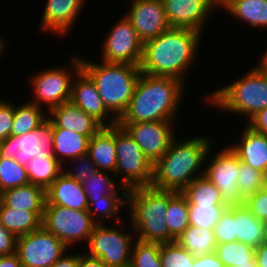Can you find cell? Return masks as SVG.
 <instances>
[{
    "label": "cell",
    "instance_id": "obj_1",
    "mask_svg": "<svg viewBox=\"0 0 267 267\" xmlns=\"http://www.w3.org/2000/svg\"><path fill=\"white\" fill-rule=\"evenodd\" d=\"M200 35L203 34L194 29L170 27L144 42L141 72L183 82L185 72L196 57Z\"/></svg>",
    "mask_w": 267,
    "mask_h": 267
},
{
    "label": "cell",
    "instance_id": "obj_2",
    "mask_svg": "<svg viewBox=\"0 0 267 267\" xmlns=\"http://www.w3.org/2000/svg\"><path fill=\"white\" fill-rule=\"evenodd\" d=\"M184 82L141 72L129 106L118 123L173 121L178 113Z\"/></svg>",
    "mask_w": 267,
    "mask_h": 267
},
{
    "label": "cell",
    "instance_id": "obj_3",
    "mask_svg": "<svg viewBox=\"0 0 267 267\" xmlns=\"http://www.w3.org/2000/svg\"><path fill=\"white\" fill-rule=\"evenodd\" d=\"M211 141L208 137H194L176 143L172 141L168 151L153 164L151 187L158 190L181 192L198 175L202 163L209 155ZM196 175V176H195Z\"/></svg>",
    "mask_w": 267,
    "mask_h": 267
},
{
    "label": "cell",
    "instance_id": "obj_4",
    "mask_svg": "<svg viewBox=\"0 0 267 267\" xmlns=\"http://www.w3.org/2000/svg\"><path fill=\"white\" fill-rule=\"evenodd\" d=\"M81 60V69L95 83L97 91L112 118L107 126L117 125L118 120L127 110L134 93L141 70L139 66L108 63L101 65Z\"/></svg>",
    "mask_w": 267,
    "mask_h": 267
},
{
    "label": "cell",
    "instance_id": "obj_5",
    "mask_svg": "<svg viewBox=\"0 0 267 267\" xmlns=\"http://www.w3.org/2000/svg\"><path fill=\"white\" fill-rule=\"evenodd\" d=\"M130 208L131 226L136 230L137 239L146 242L169 243V228L166 212L169 191L151 186L134 187L126 193Z\"/></svg>",
    "mask_w": 267,
    "mask_h": 267
},
{
    "label": "cell",
    "instance_id": "obj_6",
    "mask_svg": "<svg viewBox=\"0 0 267 267\" xmlns=\"http://www.w3.org/2000/svg\"><path fill=\"white\" fill-rule=\"evenodd\" d=\"M212 105L250 118L267 108V75L256 65L244 76L207 96Z\"/></svg>",
    "mask_w": 267,
    "mask_h": 267
},
{
    "label": "cell",
    "instance_id": "obj_7",
    "mask_svg": "<svg viewBox=\"0 0 267 267\" xmlns=\"http://www.w3.org/2000/svg\"><path fill=\"white\" fill-rule=\"evenodd\" d=\"M115 146L117 164L114 177L121 172L125 175L121 181L123 185L118 186V189L127 193L130 188L151 186L153 164L135 140L118 124L115 125Z\"/></svg>",
    "mask_w": 267,
    "mask_h": 267
},
{
    "label": "cell",
    "instance_id": "obj_8",
    "mask_svg": "<svg viewBox=\"0 0 267 267\" xmlns=\"http://www.w3.org/2000/svg\"><path fill=\"white\" fill-rule=\"evenodd\" d=\"M88 210H74L59 205H45L42 226L54 234L68 248L75 242L84 240L88 243L95 227Z\"/></svg>",
    "mask_w": 267,
    "mask_h": 267
},
{
    "label": "cell",
    "instance_id": "obj_9",
    "mask_svg": "<svg viewBox=\"0 0 267 267\" xmlns=\"http://www.w3.org/2000/svg\"><path fill=\"white\" fill-rule=\"evenodd\" d=\"M68 247L43 226L17 237L16 254L22 267H51Z\"/></svg>",
    "mask_w": 267,
    "mask_h": 267
},
{
    "label": "cell",
    "instance_id": "obj_10",
    "mask_svg": "<svg viewBox=\"0 0 267 267\" xmlns=\"http://www.w3.org/2000/svg\"><path fill=\"white\" fill-rule=\"evenodd\" d=\"M118 227L96 224L88 240V255L100 258L107 267H130L133 240L131 234L122 232Z\"/></svg>",
    "mask_w": 267,
    "mask_h": 267
},
{
    "label": "cell",
    "instance_id": "obj_11",
    "mask_svg": "<svg viewBox=\"0 0 267 267\" xmlns=\"http://www.w3.org/2000/svg\"><path fill=\"white\" fill-rule=\"evenodd\" d=\"M53 125L47 119L37 129L0 141V157L15 159L26 166L35 157L53 156Z\"/></svg>",
    "mask_w": 267,
    "mask_h": 267
},
{
    "label": "cell",
    "instance_id": "obj_12",
    "mask_svg": "<svg viewBox=\"0 0 267 267\" xmlns=\"http://www.w3.org/2000/svg\"><path fill=\"white\" fill-rule=\"evenodd\" d=\"M71 62L74 73L60 68L46 69L41 73H36L32 79L35 100L31 103L40 107L41 104H46L50 110L52 107L70 101L73 76L81 70L80 57L79 59L73 57Z\"/></svg>",
    "mask_w": 267,
    "mask_h": 267
},
{
    "label": "cell",
    "instance_id": "obj_13",
    "mask_svg": "<svg viewBox=\"0 0 267 267\" xmlns=\"http://www.w3.org/2000/svg\"><path fill=\"white\" fill-rule=\"evenodd\" d=\"M104 41L102 61L140 66L143 42L126 16L112 27Z\"/></svg>",
    "mask_w": 267,
    "mask_h": 267
},
{
    "label": "cell",
    "instance_id": "obj_14",
    "mask_svg": "<svg viewBox=\"0 0 267 267\" xmlns=\"http://www.w3.org/2000/svg\"><path fill=\"white\" fill-rule=\"evenodd\" d=\"M213 157L208 167L204 169V176L218 188L226 206L244 204L245 199L240 195L237 186L239 157L230 145Z\"/></svg>",
    "mask_w": 267,
    "mask_h": 267
},
{
    "label": "cell",
    "instance_id": "obj_15",
    "mask_svg": "<svg viewBox=\"0 0 267 267\" xmlns=\"http://www.w3.org/2000/svg\"><path fill=\"white\" fill-rule=\"evenodd\" d=\"M172 121L117 123L140 146L144 155L154 164L169 149L175 139Z\"/></svg>",
    "mask_w": 267,
    "mask_h": 267
},
{
    "label": "cell",
    "instance_id": "obj_16",
    "mask_svg": "<svg viewBox=\"0 0 267 267\" xmlns=\"http://www.w3.org/2000/svg\"><path fill=\"white\" fill-rule=\"evenodd\" d=\"M126 17L143 43L170 28L162 0H133Z\"/></svg>",
    "mask_w": 267,
    "mask_h": 267
},
{
    "label": "cell",
    "instance_id": "obj_17",
    "mask_svg": "<svg viewBox=\"0 0 267 267\" xmlns=\"http://www.w3.org/2000/svg\"><path fill=\"white\" fill-rule=\"evenodd\" d=\"M170 27L190 28L200 33L220 0H162Z\"/></svg>",
    "mask_w": 267,
    "mask_h": 267
},
{
    "label": "cell",
    "instance_id": "obj_18",
    "mask_svg": "<svg viewBox=\"0 0 267 267\" xmlns=\"http://www.w3.org/2000/svg\"><path fill=\"white\" fill-rule=\"evenodd\" d=\"M47 118L53 128H63L91 138L103 125L71 101L52 107Z\"/></svg>",
    "mask_w": 267,
    "mask_h": 267
},
{
    "label": "cell",
    "instance_id": "obj_19",
    "mask_svg": "<svg viewBox=\"0 0 267 267\" xmlns=\"http://www.w3.org/2000/svg\"><path fill=\"white\" fill-rule=\"evenodd\" d=\"M76 79L72 83L70 101L85 113L93 116L103 126H107L104 119L110 112L104 105L95 83L82 69L77 73Z\"/></svg>",
    "mask_w": 267,
    "mask_h": 267
},
{
    "label": "cell",
    "instance_id": "obj_20",
    "mask_svg": "<svg viewBox=\"0 0 267 267\" xmlns=\"http://www.w3.org/2000/svg\"><path fill=\"white\" fill-rule=\"evenodd\" d=\"M86 0H47L42 17L44 31L65 35L75 23ZM79 13V14H78ZM69 29V30H68Z\"/></svg>",
    "mask_w": 267,
    "mask_h": 267
},
{
    "label": "cell",
    "instance_id": "obj_21",
    "mask_svg": "<svg viewBox=\"0 0 267 267\" xmlns=\"http://www.w3.org/2000/svg\"><path fill=\"white\" fill-rule=\"evenodd\" d=\"M45 205H59L74 210H88L83 185L62 172L46 190Z\"/></svg>",
    "mask_w": 267,
    "mask_h": 267
},
{
    "label": "cell",
    "instance_id": "obj_22",
    "mask_svg": "<svg viewBox=\"0 0 267 267\" xmlns=\"http://www.w3.org/2000/svg\"><path fill=\"white\" fill-rule=\"evenodd\" d=\"M240 137L239 144H233L230 148L241 162L263 172L267 168V135L246 126Z\"/></svg>",
    "mask_w": 267,
    "mask_h": 267
},
{
    "label": "cell",
    "instance_id": "obj_23",
    "mask_svg": "<svg viewBox=\"0 0 267 267\" xmlns=\"http://www.w3.org/2000/svg\"><path fill=\"white\" fill-rule=\"evenodd\" d=\"M87 155L98 170L110 171L114 175L117 164L115 125L103 126L90 138Z\"/></svg>",
    "mask_w": 267,
    "mask_h": 267
},
{
    "label": "cell",
    "instance_id": "obj_24",
    "mask_svg": "<svg viewBox=\"0 0 267 267\" xmlns=\"http://www.w3.org/2000/svg\"><path fill=\"white\" fill-rule=\"evenodd\" d=\"M234 215L236 241L257 248L263 243L266 222L257 219L245 205L227 206Z\"/></svg>",
    "mask_w": 267,
    "mask_h": 267
},
{
    "label": "cell",
    "instance_id": "obj_25",
    "mask_svg": "<svg viewBox=\"0 0 267 267\" xmlns=\"http://www.w3.org/2000/svg\"><path fill=\"white\" fill-rule=\"evenodd\" d=\"M0 201L12 209L44 211L47 201L46 190L28 183L2 191L0 193Z\"/></svg>",
    "mask_w": 267,
    "mask_h": 267
},
{
    "label": "cell",
    "instance_id": "obj_26",
    "mask_svg": "<svg viewBox=\"0 0 267 267\" xmlns=\"http://www.w3.org/2000/svg\"><path fill=\"white\" fill-rule=\"evenodd\" d=\"M43 212L12 209L0 201V223L16 237L40 228Z\"/></svg>",
    "mask_w": 267,
    "mask_h": 267
},
{
    "label": "cell",
    "instance_id": "obj_27",
    "mask_svg": "<svg viewBox=\"0 0 267 267\" xmlns=\"http://www.w3.org/2000/svg\"><path fill=\"white\" fill-rule=\"evenodd\" d=\"M90 138L63 128H53L52 155L62 164L57 155H62L70 161L79 156L86 155Z\"/></svg>",
    "mask_w": 267,
    "mask_h": 267
},
{
    "label": "cell",
    "instance_id": "obj_28",
    "mask_svg": "<svg viewBox=\"0 0 267 267\" xmlns=\"http://www.w3.org/2000/svg\"><path fill=\"white\" fill-rule=\"evenodd\" d=\"M220 6L252 27L267 28V0H220Z\"/></svg>",
    "mask_w": 267,
    "mask_h": 267
},
{
    "label": "cell",
    "instance_id": "obj_29",
    "mask_svg": "<svg viewBox=\"0 0 267 267\" xmlns=\"http://www.w3.org/2000/svg\"><path fill=\"white\" fill-rule=\"evenodd\" d=\"M181 247L189 251L194 258L213 253L216 240L213 229L188 226L175 240Z\"/></svg>",
    "mask_w": 267,
    "mask_h": 267
},
{
    "label": "cell",
    "instance_id": "obj_30",
    "mask_svg": "<svg viewBox=\"0 0 267 267\" xmlns=\"http://www.w3.org/2000/svg\"><path fill=\"white\" fill-rule=\"evenodd\" d=\"M62 165L54 156H39L30 160L25 167L30 183L47 190L63 172Z\"/></svg>",
    "mask_w": 267,
    "mask_h": 267
},
{
    "label": "cell",
    "instance_id": "obj_31",
    "mask_svg": "<svg viewBox=\"0 0 267 267\" xmlns=\"http://www.w3.org/2000/svg\"><path fill=\"white\" fill-rule=\"evenodd\" d=\"M165 216L169 228V242H174L189 226V204L181 192L169 191V203Z\"/></svg>",
    "mask_w": 267,
    "mask_h": 267
},
{
    "label": "cell",
    "instance_id": "obj_32",
    "mask_svg": "<svg viewBox=\"0 0 267 267\" xmlns=\"http://www.w3.org/2000/svg\"><path fill=\"white\" fill-rule=\"evenodd\" d=\"M214 253L224 267H257L255 248L238 241L217 244Z\"/></svg>",
    "mask_w": 267,
    "mask_h": 267
},
{
    "label": "cell",
    "instance_id": "obj_33",
    "mask_svg": "<svg viewBox=\"0 0 267 267\" xmlns=\"http://www.w3.org/2000/svg\"><path fill=\"white\" fill-rule=\"evenodd\" d=\"M181 193L187 198L189 205H225L218 188L204 175L192 180Z\"/></svg>",
    "mask_w": 267,
    "mask_h": 267
},
{
    "label": "cell",
    "instance_id": "obj_34",
    "mask_svg": "<svg viewBox=\"0 0 267 267\" xmlns=\"http://www.w3.org/2000/svg\"><path fill=\"white\" fill-rule=\"evenodd\" d=\"M42 107L31 102H27L17 107L14 106V120L11 135L21 136L31 130L37 129L47 118V113L42 111Z\"/></svg>",
    "mask_w": 267,
    "mask_h": 267
},
{
    "label": "cell",
    "instance_id": "obj_35",
    "mask_svg": "<svg viewBox=\"0 0 267 267\" xmlns=\"http://www.w3.org/2000/svg\"><path fill=\"white\" fill-rule=\"evenodd\" d=\"M125 198H120L118 194H109V195H103L100 198H91L88 201V212L90 213L93 221L96 224H101L98 220H95V216L102 213L101 217L102 219L106 218H114L116 219V222L120 220L119 213L121 210V207L127 205V198L126 193L124 192L122 194ZM95 205V206H94ZM93 206L96 209H93ZM102 210V211H101ZM95 211V212H93ZM115 216V217H114Z\"/></svg>",
    "mask_w": 267,
    "mask_h": 267
},
{
    "label": "cell",
    "instance_id": "obj_36",
    "mask_svg": "<svg viewBox=\"0 0 267 267\" xmlns=\"http://www.w3.org/2000/svg\"><path fill=\"white\" fill-rule=\"evenodd\" d=\"M30 183L26 167L15 159L0 157V193Z\"/></svg>",
    "mask_w": 267,
    "mask_h": 267
},
{
    "label": "cell",
    "instance_id": "obj_37",
    "mask_svg": "<svg viewBox=\"0 0 267 267\" xmlns=\"http://www.w3.org/2000/svg\"><path fill=\"white\" fill-rule=\"evenodd\" d=\"M133 244L130 267H163L160 258V243L136 239Z\"/></svg>",
    "mask_w": 267,
    "mask_h": 267
},
{
    "label": "cell",
    "instance_id": "obj_38",
    "mask_svg": "<svg viewBox=\"0 0 267 267\" xmlns=\"http://www.w3.org/2000/svg\"><path fill=\"white\" fill-rule=\"evenodd\" d=\"M115 181L105 171L96 170L82 183L87 195V200L100 198L103 195L118 194Z\"/></svg>",
    "mask_w": 267,
    "mask_h": 267
},
{
    "label": "cell",
    "instance_id": "obj_39",
    "mask_svg": "<svg viewBox=\"0 0 267 267\" xmlns=\"http://www.w3.org/2000/svg\"><path fill=\"white\" fill-rule=\"evenodd\" d=\"M226 205L200 206L189 205V225L214 229Z\"/></svg>",
    "mask_w": 267,
    "mask_h": 267
},
{
    "label": "cell",
    "instance_id": "obj_40",
    "mask_svg": "<svg viewBox=\"0 0 267 267\" xmlns=\"http://www.w3.org/2000/svg\"><path fill=\"white\" fill-rule=\"evenodd\" d=\"M163 267H192L194 256L176 241L160 244Z\"/></svg>",
    "mask_w": 267,
    "mask_h": 267
},
{
    "label": "cell",
    "instance_id": "obj_41",
    "mask_svg": "<svg viewBox=\"0 0 267 267\" xmlns=\"http://www.w3.org/2000/svg\"><path fill=\"white\" fill-rule=\"evenodd\" d=\"M237 186L240 195L246 199L263 188L262 172L240 161Z\"/></svg>",
    "mask_w": 267,
    "mask_h": 267
},
{
    "label": "cell",
    "instance_id": "obj_42",
    "mask_svg": "<svg viewBox=\"0 0 267 267\" xmlns=\"http://www.w3.org/2000/svg\"><path fill=\"white\" fill-rule=\"evenodd\" d=\"M213 231L217 244L236 241L234 215L227 207L221 213Z\"/></svg>",
    "mask_w": 267,
    "mask_h": 267
},
{
    "label": "cell",
    "instance_id": "obj_43",
    "mask_svg": "<svg viewBox=\"0 0 267 267\" xmlns=\"http://www.w3.org/2000/svg\"><path fill=\"white\" fill-rule=\"evenodd\" d=\"M244 204L257 219L267 222V189L262 188L257 193L248 196Z\"/></svg>",
    "mask_w": 267,
    "mask_h": 267
},
{
    "label": "cell",
    "instance_id": "obj_44",
    "mask_svg": "<svg viewBox=\"0 0 267 267\" xmlns=\"http://www.w3.org/2000/svg\"><path fill=\"white\" fill-rule=\"evenodd\" d=\"M72 161H76L75 164L79 166H77L73 172L67 171L65 169L63 170V172L67 176L74 178L81 184L84 183L85 178H88L90 174L97 170L95 164L92 162V160L87 154L72 159Z\"/></svg>",
    "mask_w": 267,
    "mask_h": 267
},
{
    "label": "cell",
    "instance_id": "obj_45",
    "mask_svg": "<svg viewBox=\"0 0 267 267\" xmlns=\"http://www.w3.org/2000/svg\"><path fill=\"white\" fill-rule=\"evenodd\" d=\"M14 120V106L6 100L0 101V141L11 135Z\"/></svg>",
    "mask_w": 267,
    "mask_h": 267
},
{
    "label": "cell",
    "instance_id": "obj_46",
    "mask_svg": "<svg viewBox=\"0 0 267 267\" xmlns=\"http://www.w3.org/2000/svg\"><path fill=\"white\" fill-rule=\"evenodd\" d=\"M17 237L0 223V256L16 253Z\"/></svg>",
    "mask_w": 267,
    "mask_h": 267
},
{
    "label": "cell",
    "instance_id": "obj_47",
    "mask_svg": "<svg viewBox=\"0 0 267 267\" xmlns=\"http://www.w3.org/2000/svg\"><path fill=\"white\" fill-rule=\"evenodd\" d=\"M247 126L255 132L267 135V108L253 115Z\"/></svg>",
    "mask_w": 267,
    "mask_h": 267
},
{
    "label": "cell",
    "instance_id": "obj_48",
    "mask_svg": "<svg viewBox=\"0 0 267 267\" xmlns=\"http://www.w3.org/2000/svg\"><path fill=\"white\" fill-rule=\"evenodd\" d=\"M192 267H224V265L213 252L194 258Z\"/></svg>",
    "mask_w": 267,
    "mask_h": 267
},
{
    "label": "cell",
    "instance_id": "obj_49",
    "mask_svg": "<svg viewBox=\"0 0 267 267\" xmlns=\"http://www.w3.org/2000/svg\"><path fill=\"white\" fill-rule=\"evenodd\" d=\"M78 267H107V265L100 258L83 253L79 254Z\"/></svg>",
    "mask_w": 267,
    "mask_h": 267
},
{
    "label": "cell",
    "instance_id": "obj_50",
    "mask_svg": "<svg viewBox=\"0 0 267 267\" xmlns=\"http://www.w3.org/2000/svg\"><path fill=\"white\" fill-rule=\"evenodd\" d=\"M79 255H62L51 267H78Z\"/></svg>",
    "mask_w": 267,
    "mask_h": 267
},
{
    "label": "cell",
    "instance_id": "obj_51",
    "mask_svg": "<svg viewBox=\"0 0 267 267\" xmlns=\"http://www.w3.org/2000/svg\"><path fill=\"white\" fill-rule=\"evenodd\" d=\"M254 257L257 267H267V245L262 243L255 248Z\"/></svg>",
    "mask_w": 267,
    "mask_h": 267
},
{
    "label": "cell",
    "instance_id": "obj_52",
    "mask_svg": "<svg viewBox=\"0 0 267 267\" xmlns=\"http://www.w3.org/2000/svg\"><path fill=\"white\" fill-rule=\"evenodd\" d=\"M0 267H22L19 257L16 253L6 256H0Z\"/></svg>",
    "mask_w": 267,
    "mask_h": 267
},
{
    "label": "cell",
    "instance_id": "obj_53",
    "mask_svg": "<svg viewBox=\"0 0 267 267\" xmlns=\"http://www.w3.org/2000/svg\"><path fill=\"white\" fill-rule=\"evenodd\" d=\"M258 66L266 73L267 75V51L265 52L264 56L261 58Z\"/></svg>",
    "mask_w": 267,
    "mask_h": 267
},
{
    "label": "cell",
    "instance_id": "obj_54",
    "mask_svg": "<svg viewBox=\"0 0 267 267\" xmlns=\"http://www.w3.org/2000/svg\"><path fill=\"white\" fill-rule=\"evenodd\" d=\"M263 188L267 189V168L262 172Z\"/></svg>",
    "mask_w": 267,
    "mask_h": 267
},
{
    "label": "cell",
    "instance_id": "obj_55",
    "mask_svg": "<svg viewBox=\"0 0 267 267\" xmlns=\"http://www.w3.org/2000/svg\"><path fill=\"white\" fill-rule=\"evenodd\" d=\"M4 40H3V38L1 39L0 38V55H1V53H2V51L4 50Z\"/></svg>",
    "mask_w": 267,
    "mask_h": 267
},
{
    "label": "cell",
    "instance_id": "obj_56",
    "mask_svg": "<svg viewBox=\"0 0 267 267\" xmlns=\"http://www.w3.org/2000/svg\"><path fill=\"white\" fill-rule=\"evenodd\" d=\"M263 243L267 245V222H266V230L263 237Z\"/></svg>",
    "mask_w": 267,
    "mask_h": 267
}]
</instances>
